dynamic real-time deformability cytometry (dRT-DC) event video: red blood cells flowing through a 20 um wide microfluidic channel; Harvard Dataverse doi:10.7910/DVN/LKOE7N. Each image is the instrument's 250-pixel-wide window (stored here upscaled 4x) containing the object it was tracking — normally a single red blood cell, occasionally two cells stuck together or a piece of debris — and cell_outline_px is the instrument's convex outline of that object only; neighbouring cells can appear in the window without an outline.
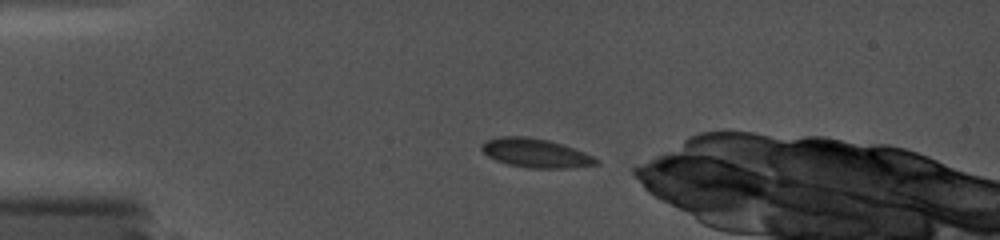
{"species": "common noctule bat (a hibernating species)", "species_latin": "Nyctalus noctula", "temperature_condition": "cold", "stored_images_in_passage": 33, "camera_frame_rate_fps": 5000, "um_per_image_px": 0.085, "animal": {"sex": "female", "body_mass_g": 19.0, "forearm_length_mm": 56.7}, "frame": {"image": 1, "passage_image": 1, "time_ms": 0.0, "image_size_px": [1000, 240], "cell_outline_px": [[600, 164], [568, 168], [528, 168], [508, 164], [496, 160], [488, 156], [480, 148], [480, 144], [484, 140], [500, 136], [528, 136], [548, 140], [564, 144], [584, 152], [600, 160]], "centroid_in_image_um": [45.52, 13.0], "position_along_channel_um": 39.5, "area_um2": 19.54}}
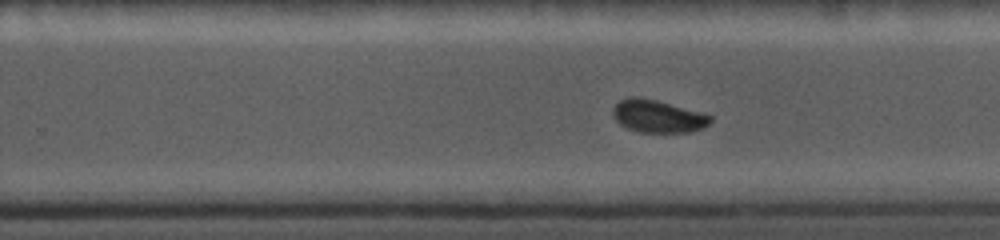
{"frame": {"image": 2, "passage_image": 19, "time_ms": 7.2, "image_size_px": [1000, 240], "cell_outline_px": [[712, 120], [704, 128], [692, 132], [640, 132], [628, 128], [620, 124], [612, 116], [612, 108], [620, 100], [628, 96], [640, 96], [656, 100], [700, 112], [712, 116]], "centroid_in_image_um": [55.89, 9.87], "position_along_channel_um": 273.9, "area_um2": 18.61}}
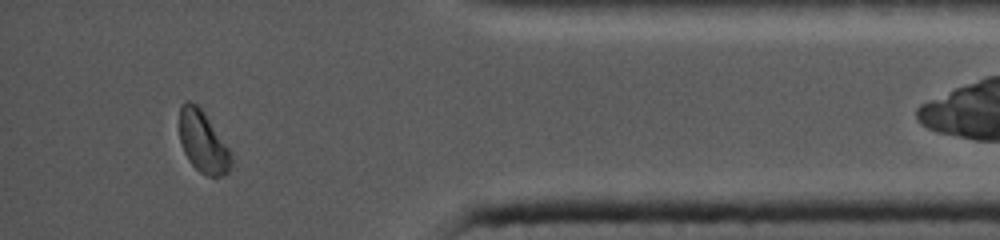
{"frame": {"image": 3, "passage_image": 31, "time_ms": 11.4, "image_size_px": [1000, 240], "cell_outline_px": [[232, 164], [228, 172], [220, 176], [208, 176], [200, 172], [188, 160], [184, 152], [180, 140], [180, 104], [184, 100], [188, 100], [196, 104], [204, 112], [228, 148], [232, 160]], "centroid_in_image_um": [17.23, 12.05], "position_along_channel_um": 418.0, "area_um2": 18.38}}